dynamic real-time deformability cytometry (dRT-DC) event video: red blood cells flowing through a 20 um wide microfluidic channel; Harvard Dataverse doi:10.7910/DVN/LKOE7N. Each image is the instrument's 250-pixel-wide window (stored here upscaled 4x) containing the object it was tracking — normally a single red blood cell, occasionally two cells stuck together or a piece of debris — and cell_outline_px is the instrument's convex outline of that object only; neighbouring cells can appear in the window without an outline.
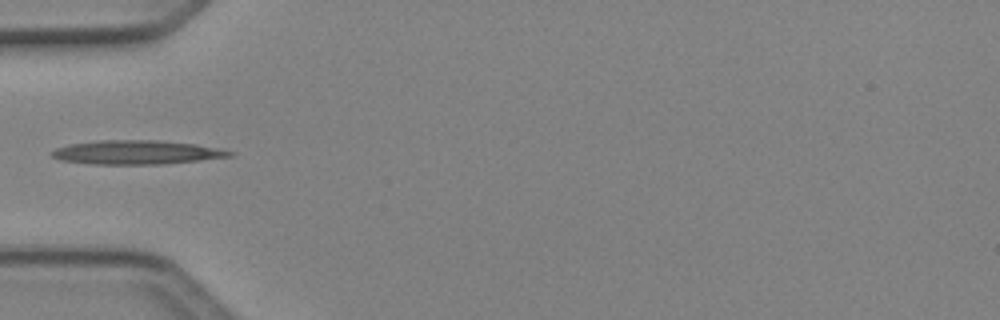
{"species": "Egyptian fruit bat (a non-hibernating species)", "species_latin": "Rousettus aegyptiacus", "temperature_condition": "cold", "stored_images_in_passage": 2, "camera_frame_rate_fps": 3000, "um_per_image_px": 0.085, "animal": {"sex": "female"}, "frame": {"image": 1, "passage_image": 1, "time_ms": 0.0, "image_size_px": [1000, 320], "cell_outline_px": [[236, 152], [232, 156], [200, 160], [164, 164], [92, 164], [60, 160], [52, 156], [52, 152], [56, 148], [68, 144], [100, 140], [160, 140], [196, 144]], "centroid_in_image_um": [11.61, 12.94], "position_along_channel_um": 73.4, "area_um2": 24.8}}
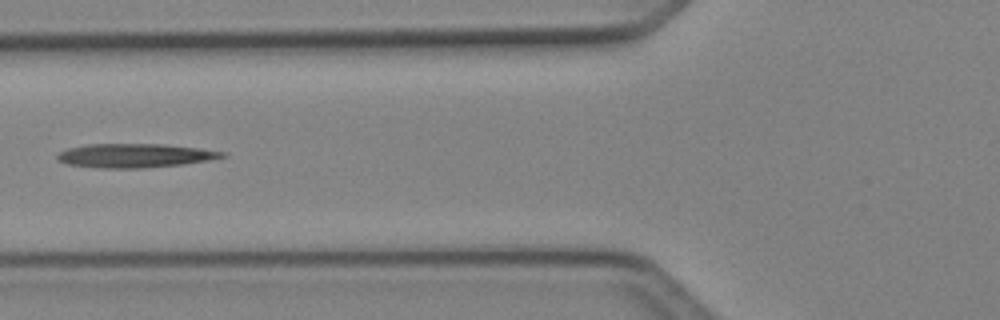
{"frame": {"image": 2, "passage_image": 2, "time_ms": 0.333, "image_size_px": [1000, 320], "cell_outline_px": [[228, 156], [208, 160], [184, 164], [144, 168], [100, 168], [68, 164], [56, 160], [56, 156], [60, 152], [68, 148], [88, 144], [164, 144], [196, 148], [224, 152]], "centroid_in_image_um": [11.43, 13.23], "position_along_channel_um": 114.4, "area_um2": 22.89}}